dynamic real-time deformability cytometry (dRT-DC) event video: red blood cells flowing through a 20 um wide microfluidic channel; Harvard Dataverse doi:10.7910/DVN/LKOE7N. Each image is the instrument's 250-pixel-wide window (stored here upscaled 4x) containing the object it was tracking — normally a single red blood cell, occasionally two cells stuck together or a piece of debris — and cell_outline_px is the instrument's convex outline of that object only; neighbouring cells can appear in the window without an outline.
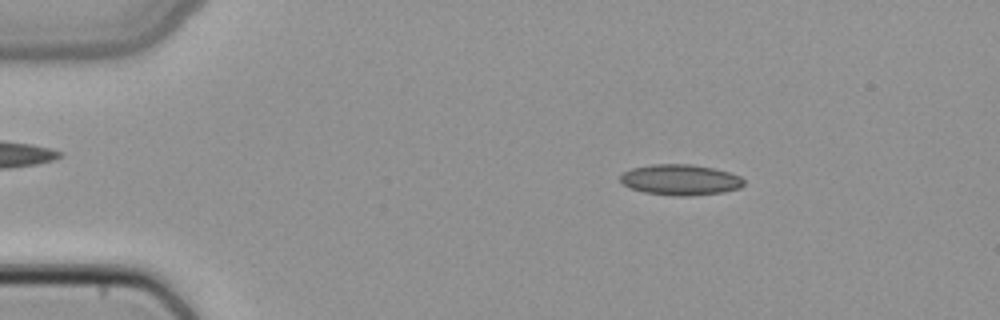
{"species": "common noctule bat (a hibernating species)", "species_latin": "Nyctalus noctula", "temperature_condition": "cold", "stored_images_in_passage": 49, "camera_frame_rate_fps": 3000, "um_per_image_px": 0.085, "animal": {"sex": "female", "body_mass_g": 22.7, "forearm_length_mm": 54.2}, "frame": {"image": 1, "passage_image": 8, "time_ms": 2.333, "image_size_px": [1000, 320], "cell_outline_px": [[744, 184], [740, 188], [724, 192], [692, 196], [676, 196], [644, 192], [632, 188], [624, 184], [620, 180], [620, 176], [624, 172], [632, 168], [652, 164], [692, 164], [712, 168], [728, 172], [740, 176], [744, 180]], "centroid_in_image_um": [57.85, 15.28], "position_along_channel_um": 27.1, "area_um2": 22.08}}
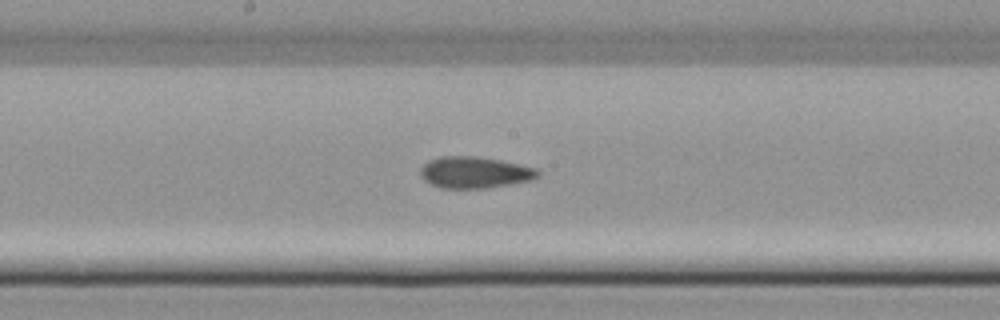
{"frame": {"image": 2, "passage_image": 26, "time_ms": 8.333, "image_size_px": [1000, 320], "cell_outline_px": [[540, 176], [532, 180], [484, 188], [440, 188], [424, 180], [420, 176], [420, 168], [428, 160], [440, 156], [476, 156], [500, 160], [536, 168], [540, 172]], "centroid_in_image_um": [40.32, 14.65], "position_along_channel_um": 207.9, "area_um2": 21.56}}
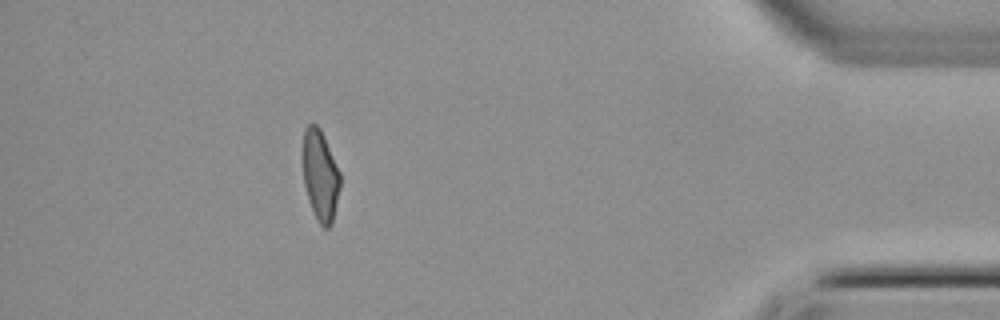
{"frame": {"image": 3, "passage_image": 44, "time_ms": 14.333, "image_size_px": [1000, 320], "cell_outline_px": [[340, 188], [332, 224], [328, 228], [324, 228], [316, 220], [308, 200], [304, 184], [304, 128], [308, 124], [316, 124], [320, 128], [324, 136], [340, 172]], "centroid_in_image_um": [27.24, 14.95], "position_along_channel_um": 408.0, "area_um2": 19.59}}